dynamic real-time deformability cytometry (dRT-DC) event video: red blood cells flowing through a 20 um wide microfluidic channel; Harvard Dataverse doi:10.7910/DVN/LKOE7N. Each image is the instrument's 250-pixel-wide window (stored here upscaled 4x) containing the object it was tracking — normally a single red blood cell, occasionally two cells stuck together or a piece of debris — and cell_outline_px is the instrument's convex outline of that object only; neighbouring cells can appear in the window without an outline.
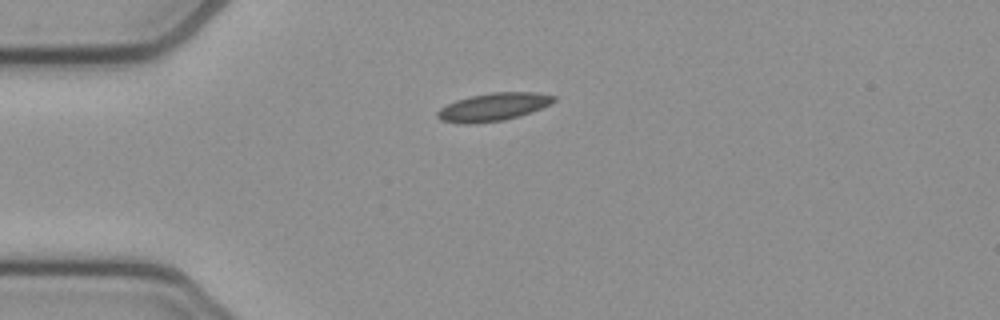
{"species": "common noctule bat (a hibernating species)", "species_latin": "Nyctalus noctula", "temperature_condition": "cold", "stored_images_in_passage": 34, "camera_frame_rate_fps": 3000, "um_per_image_px": 0.085, "animal": {"sex": "female", "body_mass_g": 21.9}, "frame": {"image": 1, "passage_image": 1, "time_ms": 0.0, "image_size_px": [1000, 320], "cell_outline_px": [[556, 100], [552, 104], [532, 112], [520, 116], [504, 120], [476, 124], [464, 124], [440, 120], [436, 116], [436, 112], [440, 108], [456, 100], [468, 96], [492, 92], [536, 92], [556, 96]], "centroid_in_image_um": [41.95, 9.09], "position_along_channel_um": 43.1, "area_um2": 19.25}}
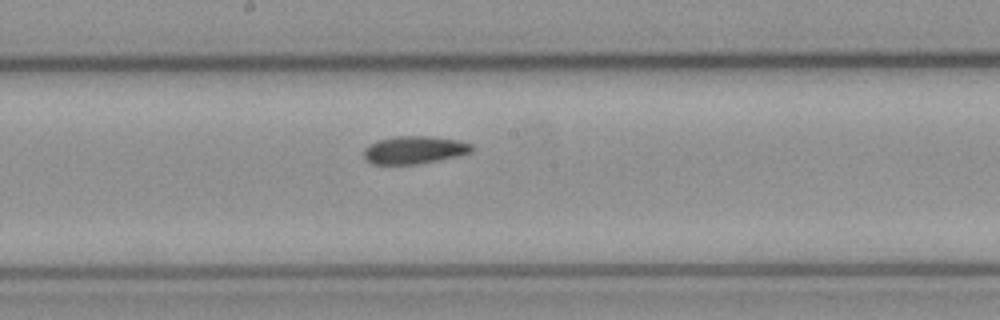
{"frame": {"image": 2, "passage_image": 16, "time_ms": 5.0, "image_size_px": [1000, 320], "cell_outline_px": [[476, 148], [472, 152], [456, 156], [420, 164], [372, 164], [364, 160], [364, 148], [368, 144], [376, 140], [392, 136], [428, 136], [460, 140], [472, 144]], "centroid_in_image_um": [35.2, 12.74], "position_along_channel_um": 213.0, "area_um2": 17.8}}
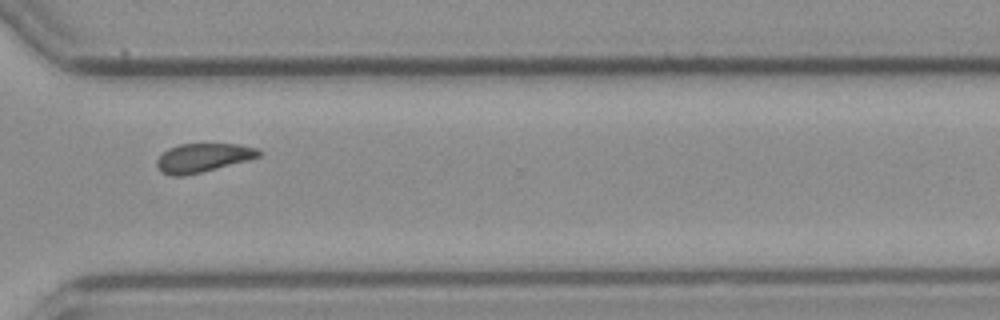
{"frame": {"image": 3, "passage_image": 27, "time_ms": 8.667, "image_size_px": [1000, 320], "cell_outline_px": [[264, 152], [260, 156], [248, 160], [184, 176], [172, 176], [160, 172], [156, 164], [156, 160], [168, 148], [180, 144], [240, 144], [260, 148]], "centroid_in_image_um": [17.28, 13.4], "position_along_channel_um": 353.3, "area_um2": 17.17}}